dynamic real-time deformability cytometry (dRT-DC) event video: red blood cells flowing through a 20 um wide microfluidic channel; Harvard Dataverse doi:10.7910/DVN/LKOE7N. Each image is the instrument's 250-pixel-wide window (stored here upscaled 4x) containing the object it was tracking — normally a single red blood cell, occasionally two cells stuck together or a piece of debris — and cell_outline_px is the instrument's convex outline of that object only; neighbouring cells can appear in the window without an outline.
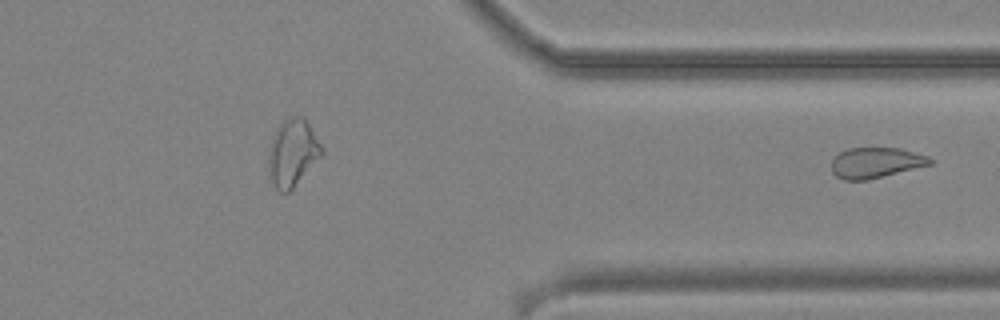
{"species": "common noctule bat (a hibernating species)", "species_latin": "Nyctalus noctula", "temperature_condition": "cold", "stored_images_in_passage": 30, "segment_of_instrument_passage": [2, 2], "camera_frame_rate_fps": 3000, "um_per_image_px": 0.085, "animal": {"sex": "male", "body_mass_g": 19.2, "forearm_length_mm": 51.8}, "frame": {"image": 1, "passage_image": 30, "time_ms": 9.667, "image_size_px": [1000, 320], "cell_outline_px": [[932, 164], [868, 180], [844, 180], [836, 176], [832, 172], [832, 160], [840, 152], [848, 148], [900, 148], [928, 156], [932, 160]], "centroid_in_image_um": [74.43, 13.83], "position_along_channel_um": 337.0, "area_um2": 17.46}}